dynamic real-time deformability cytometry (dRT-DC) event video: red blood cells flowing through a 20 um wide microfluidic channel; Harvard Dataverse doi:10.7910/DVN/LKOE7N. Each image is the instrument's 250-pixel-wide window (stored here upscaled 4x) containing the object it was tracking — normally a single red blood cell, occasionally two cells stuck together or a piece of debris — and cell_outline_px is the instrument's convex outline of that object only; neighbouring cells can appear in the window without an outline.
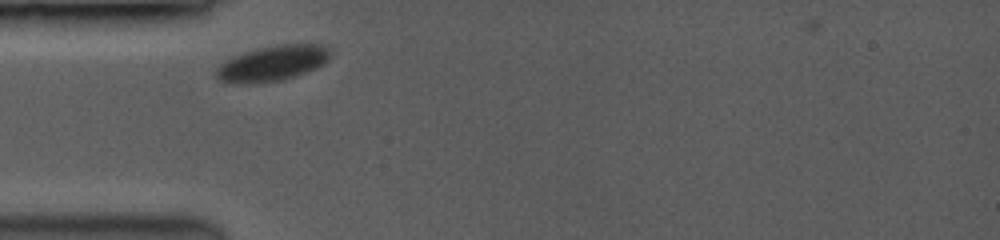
{"species": "common noctule bat (a hibernating species)", "species_latin": "Nyctalus noctula", "temperature_condition": "room temperature", "stored_images_in_passage": 14, "camera_frame_rate_fps": 3500, "um_per_image_px": 0.085, "animal": {"sex": "female", "body_mass_g": 19.0, "forearm_length_mm": 53.3}, "frame": {"image": 1, "passage_image": 1, "time_ms": 0.0, "image_size_px": [1000, 240], "cell_outline_px": [[332, 52], [328, 60], [324, 64], [316, 68], [280, 80], [220, 80], [216, 76], [216, 68], [224, 60], [232, 56], [256, 48], [280, 44], [324, 44], [332, 48]], "centroid_in_image_um": [23.27, 5.29], "position_along_channel_um": 61.7, "area_um2": 22.72}}
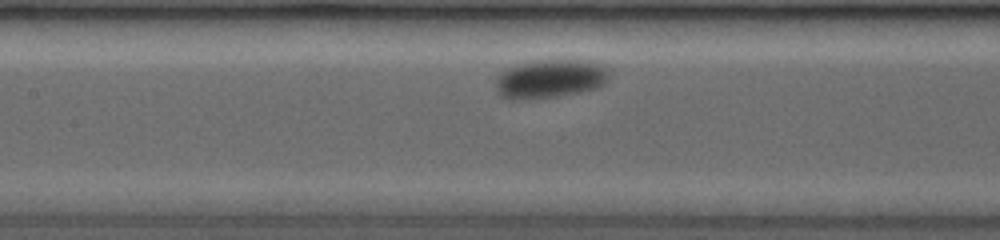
{"frame": {"image": 2, "passage_image": 11, "time_ms": 2.857, "image_size_px": [1000, 240], "cell_outline_px": [[612, 72], [600, 84], [592, 88], [576, 92], [548, 96], [504, 96], [500, 92], [496, 84], [496, 80], [500, 72], [504, 68], [516, 64], [532, 60], [588, 60], [608, 64], [612, 68]], "centroid_in_image_um": [46.85, 6.58], "position_along_channel_um": 160.5, "area_um2": 24.68}}